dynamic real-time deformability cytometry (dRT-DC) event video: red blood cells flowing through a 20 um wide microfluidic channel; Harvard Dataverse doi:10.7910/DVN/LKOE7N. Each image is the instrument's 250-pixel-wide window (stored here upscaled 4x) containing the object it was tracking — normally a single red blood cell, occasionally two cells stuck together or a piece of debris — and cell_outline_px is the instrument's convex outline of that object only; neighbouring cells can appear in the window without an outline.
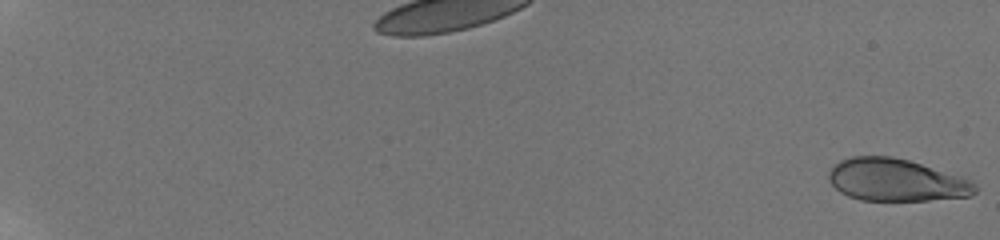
{"species": "human", "species_latin": "Homo sapiens", "temperature_condition": "room temperature", "stored_images_in_passage": 54, "camera_frame_rate_fps": 3000, "um_per_image_px": 0.085, "donor": {"sex": "male"}, "frame": {"image": 1, "passage_image": 1, "time_ms": 0.0, "image_size_px": [1000, 240], "cell_outline_px": [[976, 192], [972, 196], [928, 200], [860, 200], [848, 196], [840, 192], [828, 180], [828, 172], [840, 160], [852, 156], [892, 156], [908, 160], [968, 180], [976, 184]], "centroid_in_image_um": [76.12, 15.31], "position_along_channel_um": 8.9, "area_um2": 35.66}}
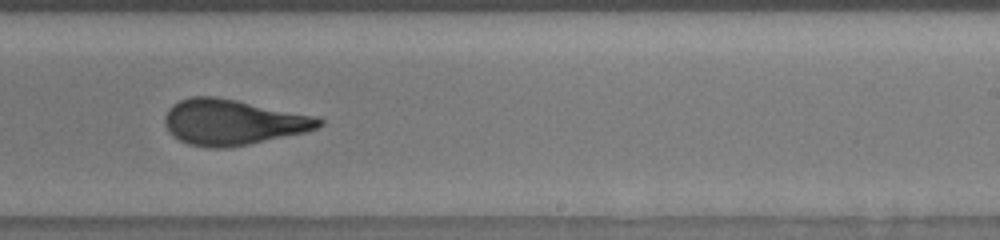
{"frame": {"image": 2, "passage_image": 34, "time_ms": 13.333, "image_size_px": [1000, 240], "cell_outline_px": [[324, 124], [308, 132], [228, 148], [208, 148], [188, 144], [172, 136], [168, 132], [164, 124], [164, 116], [168, 108], [172, 104], [180, 100], [192, 96], [216, 96], [316, 116], [324, 120]], "centroid_in_image_um": [19.76, 10.39], "position_along_channel_um": 269.2, "area_um2": 41.21}}
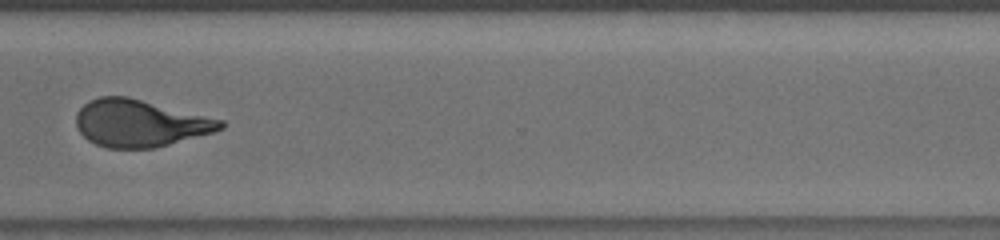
{"frame": {"image": 3, "passage_image": 40, "time_ms": 15.667, "image_size_px": [1000, 240], "cell_outline_px": [[224, 128], [212, 132], [156, 148], [108, 148], [96, 144], [88, 140], [76, 128], [76, 112], [88, 100], [100, 96], [128, 96], [224, 120]], "centroid_in_image_um": [11.86, 10.46], "position_along_channel_um": 358.7, "area_um2": 39.71}, "authors_computed_cell_mechanics": {"area_um2": 39.1306, "velocity_mm_per_s": 3.8299, "shape_relaxation_time_tau1_ms": 6.7198, "shape_relaxation_time_tau2_ms": 0.7504, "deformation_change_tau1": 0.2079, "deformation_change_tau2": 0.0818}}